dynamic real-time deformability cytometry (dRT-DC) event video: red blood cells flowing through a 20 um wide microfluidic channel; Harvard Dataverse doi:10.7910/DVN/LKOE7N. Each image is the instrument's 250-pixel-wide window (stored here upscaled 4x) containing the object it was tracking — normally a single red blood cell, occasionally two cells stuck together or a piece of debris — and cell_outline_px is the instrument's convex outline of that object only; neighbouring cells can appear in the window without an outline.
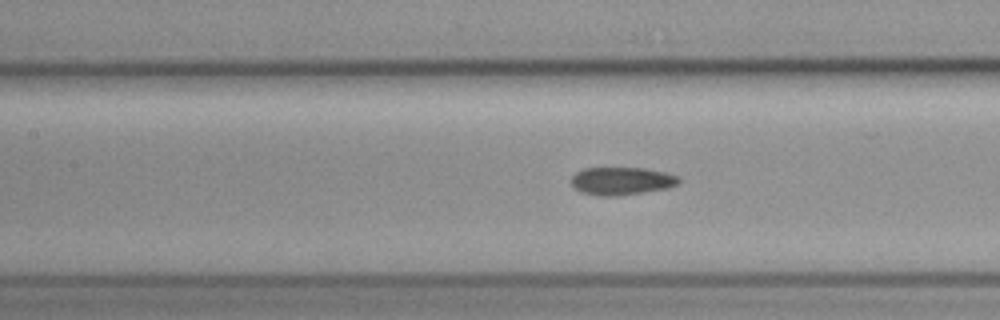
{"species": "common noctule bat (a hibernating species)", "species_latin": "Nyctalus noctula", "temperature_condition": "cold", "stored_images_in_passage": 5, "camera_frame_rate_fps": 3000, "um_per_image_px": 0.085, "animal": {"sex": "female", "body_mass_g": 19.3, "forearm_length_mm": 54.1}, "frame": {"image": 1, "passage_image": 5, "time_ms": 5.667, "image_size_px": [1000, 320], "cell_outline_px": [[680, 180], [676, 184], [668, 188], [644, 192], [616, 196], [600, 196], [580, 192], [572, 184], [572, 176], [576, 172], [584, 168], [644, 168], [664, 172], [680, 176]], "centroid_in_image_um": [52.84, 15.38], "position_along_channel_um": 154.6, "area_um2": 17.4}}